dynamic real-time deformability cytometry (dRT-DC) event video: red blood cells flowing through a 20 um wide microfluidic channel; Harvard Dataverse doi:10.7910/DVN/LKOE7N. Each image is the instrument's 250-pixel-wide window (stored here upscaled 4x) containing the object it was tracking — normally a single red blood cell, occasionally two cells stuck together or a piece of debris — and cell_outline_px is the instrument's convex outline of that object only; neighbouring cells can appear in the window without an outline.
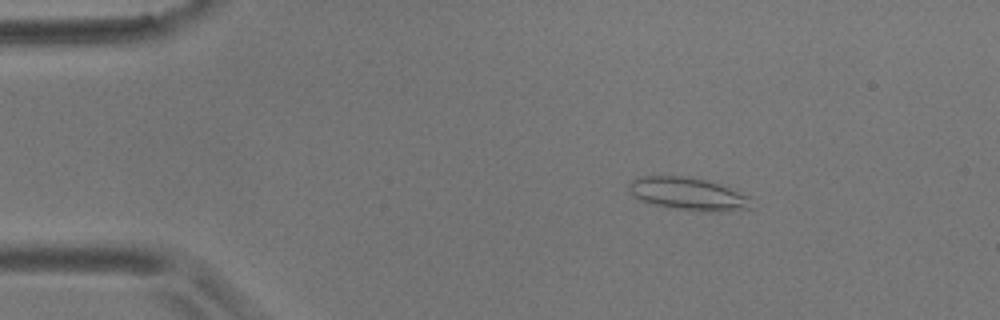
{"species": "common noctule bat (a hibernating species)", "species_latin": "Nyctalus noctula", "temperature_condition": "room temperature", "stored_images_in_passage": 4, "camera_frame_rate_fps": 3000, "um_per_image_px": 0.085, "animal": {"sex": "male", "body_mass_g": 17.9}, "frame": {"image": 1, "passage_image": 2, "time_ms": 2.0, "image_size_px": [1000, 320], "cell_outline_px": [[748, 208], [724, 212], [712, 212], [676, 208], [648, 204], [632, 196], [628, 188], [628, 184], [632, 180], [640, 176], [684, 176], [708, 180], [748, 196]], "centroid_in_image_um": [58.39, 16.47], "position_along_channel_um": 26.6, "area_um2": 23.06}}